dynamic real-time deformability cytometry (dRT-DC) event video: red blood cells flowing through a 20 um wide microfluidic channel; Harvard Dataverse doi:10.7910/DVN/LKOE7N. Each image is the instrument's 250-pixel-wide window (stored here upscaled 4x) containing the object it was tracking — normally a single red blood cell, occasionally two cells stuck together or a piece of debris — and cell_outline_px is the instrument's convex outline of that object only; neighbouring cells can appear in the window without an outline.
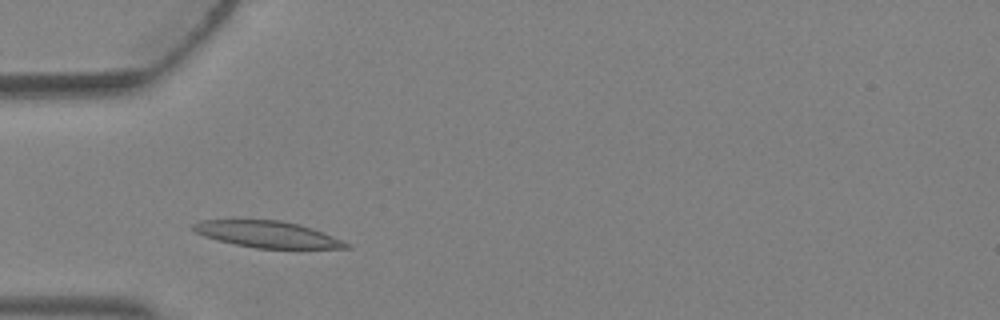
{"species": "Egyptian fruit bat (a non-hibernating species)", "species_latin": "Rousettus aegyptiacus", "temperature_condition": "warm", "stored_images_in_passage": 2, "camera_frame_rate_fps": 3000, "um_per_image_px": 0.085, "animal": {"sex": "female"}, "frame": {"image": 1, "passage_image": 1, "time_ms": 0.0, "image_size_px": [1000, 320], "cell_outline_px": [[352, 248], [256, 248], [236, 244], [204, 236], [196, 232], [192, 228], [192, 224], [200, 220], [280, 220], [312, 228], [344, 240], [352, 244]], "centroid_in_image_um": [22.77, 19.92], "position_along_channel_um": 62.2, "area_um2": 23.35}}
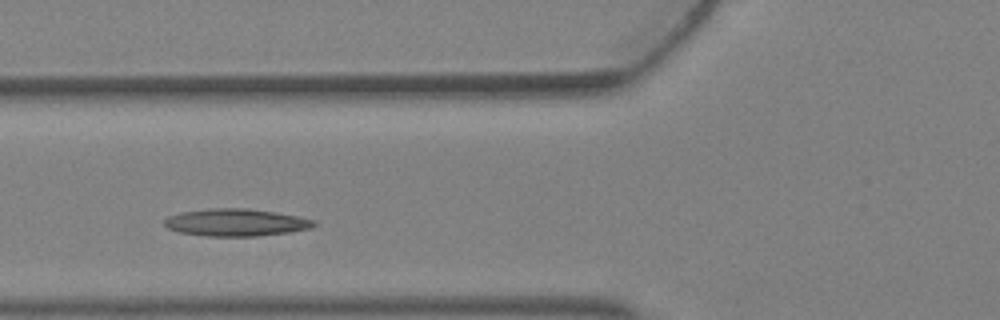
{"frame": {"image": 2, "passage_image": 2, "time_ms": 0.333, "image_size_px": [1000, 320], "cell_outline_px": [[316, 224], [312, 228], [288, 232], [256, 236], [208, 236], [180, 232], [168, 228], [164, 224], [164, 220], [168, 216], [180, 212], [208, 208], [248, 208], [296, 216], [316, 220]], "centroid_in_image_um": [20.04, 18.9], "position_along_channel_um": 105.8, "area_um2": 23.7}}